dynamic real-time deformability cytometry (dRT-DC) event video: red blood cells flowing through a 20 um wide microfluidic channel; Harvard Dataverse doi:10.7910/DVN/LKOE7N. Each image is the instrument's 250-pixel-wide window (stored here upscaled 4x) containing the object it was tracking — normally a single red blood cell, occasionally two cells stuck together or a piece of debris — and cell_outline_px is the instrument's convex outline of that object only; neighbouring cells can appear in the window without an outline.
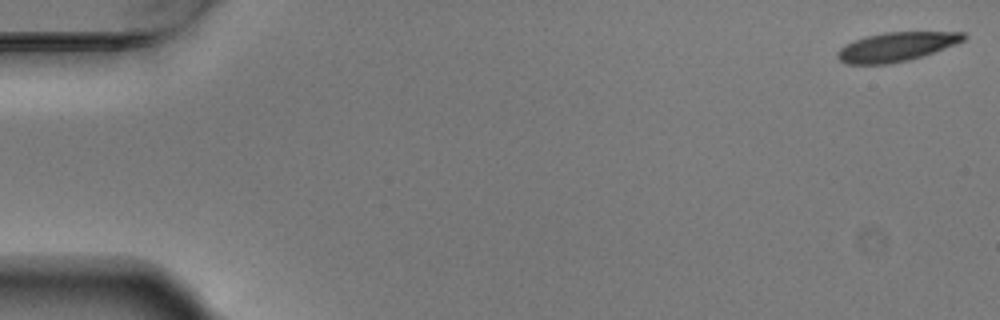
{"species": "Egyptian fruit bat (a non-hibernating species)", "species_latin": "Rousettus aegyptiacus", "temperature_condition": "warm", "stored_images_in_passage": 55, "camera_frame_rate_fps": 3000, "um_per_image_px": 0.085, "animal": {"sex": "male"}, "frame": {"image": 1, "passage_image": 1, "time_ms": 0.0, "image_size_px": [1000, 320], "cell_outline_px": [[968, 36], [964, 40], [956, 44], [908, 60], [888, 64], [848, 64], [840, 60], [836, 56], [836, 52], [840, 48], [856, 40], [868, 36], [884, 32], [964, 32]], "centroid_in_image_um": [76.2, 3.97], "position_along_channel_um": 8.8, "area_um2": 21.04}}
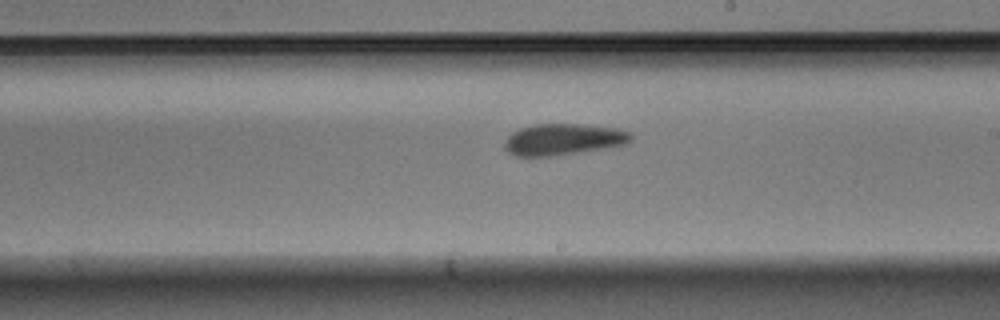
{"frame": {"image": 2, "passage_image": 32, "time_ms": 10.333, "image_size_px": [1000, 320], "cell_outline_px": [[632, 140], [624, 144], [604, 148], [552, 156], [516, 156], [508, 152], [504, 148], [504, 140], [512, 132], [520, 128], [536, 124], [580, 124], [616, 128], [628, 132], [632, 136]], "centroid_in_image_um": [47.83, 11.84], "position_along_channel_um": 241.2, "area_um2": 22.95}}
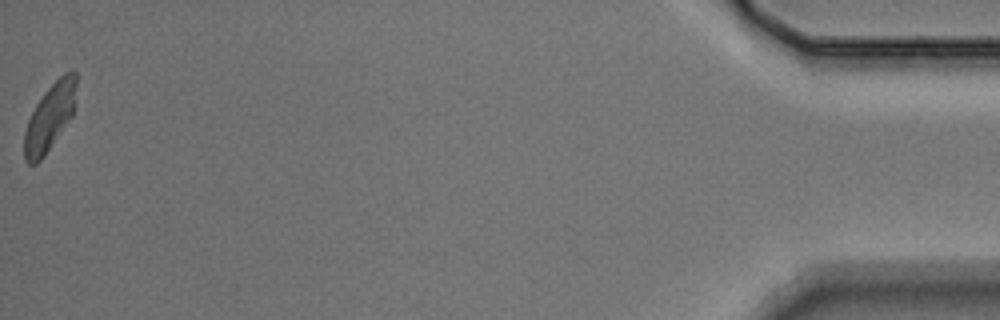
{"frame": {"image": 3, "passage_image": 55, "time_ms": 18.0, "image_size_px": [1000, 320], "cell_outline_px": [[76, 84], [72, 116], [44, 156], [36, 164], [28, 164], [24, 160], [24, 132], [28, 120], [36, 104], [44, 92], [64, 72], [76, 72]], "centroid_in_image_um": [4.2, 9.99], "position_along_channel_um": 431.0, "area_um2": 19.94}, "authors_computed_cell_mechanics": {"area_um2": 22.6576, "velocity_mm_per_s": 3.7052, "shape_relaxation_time_tau1_ms": 5.5216, "shape_relaxation_time_tau2_ms": 4.3609, "deformation_change_tau1": 0.1796, "deformation_change_tau2": 0.1062}}